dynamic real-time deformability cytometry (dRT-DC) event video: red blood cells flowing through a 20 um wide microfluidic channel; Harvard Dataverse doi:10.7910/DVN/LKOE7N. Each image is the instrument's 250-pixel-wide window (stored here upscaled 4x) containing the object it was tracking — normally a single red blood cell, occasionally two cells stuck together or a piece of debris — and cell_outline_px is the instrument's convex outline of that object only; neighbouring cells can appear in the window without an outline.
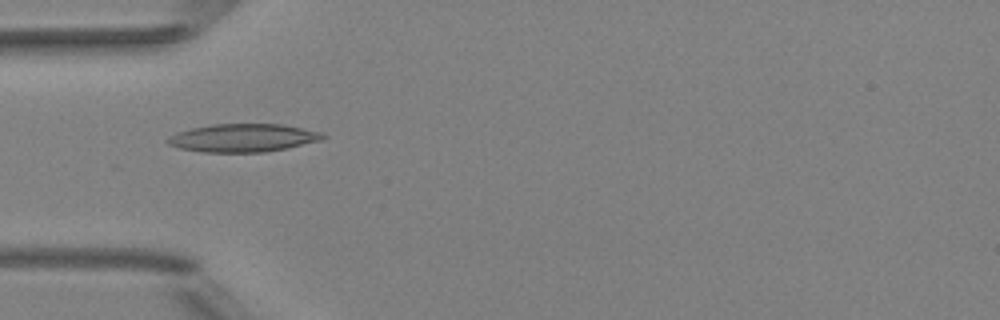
{"species": "Egyptian fruit bat (a non-hibernating species)", "species_latin": "Rousettus aegyptiacus", "temperature_condition": "room temperature", "stored_images_in_passage": 36, "camera_frame_rate_fps": 3000, "um_per_image_px": 0.085, "animal": {"sex": "female"}, "frame": {"image": 1, "passage_image": 1, "time_ms": 0.0, "image_size_px": [1000, 320], "cell_outline_px": [[328, 136], [320, 140], [288, 148], [264, 152], [204, 152], [180, 148], [168, 144], [164, 140], [168, 136], [176, 132], [192, 128], [212, 124], [280, 124], [324, 132]], "centroid_in_image_um": [20.65, 11.72], "position_along_channel_um": 64.3, "area_um2": 25.49}}
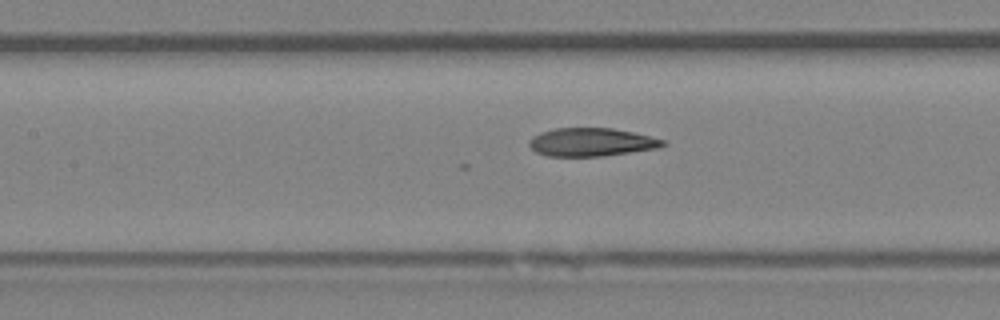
{"frame": {"image": 2, "passage_image": 8, "time_ms": 2.333, "image_size_px": [1000, 320], "cell_outline_px": [[668, 144], [656, 148], [604, 156], [548, 156], [536, 152], [528, 144], [528, 140], [532, 136], [540, 132], [556, 128], [612, 128], [632, 132], [668, 140]], "centroid_in_image_um": [50.27, 12.08], "position_along_channel_um": 157.1, "area_um2": 22.08}}
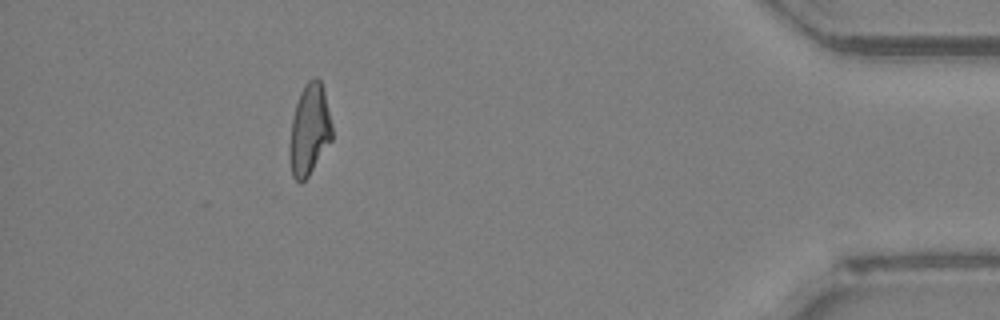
{"frame": {"image": 3, "passage_image": 31, "time_ms": 10.0, "image_size_px": [1000, 320], "cell_outline_px": [[332, 140], [308, 176], [300, 184], [292, 176], [288, 156], [288, 144], [292, 116], [300, 92], [304, 84], [308, 80], [316, 76], [320, 80], [324, 92], [332, 124]], "centroid_in_image_um": [26.27, 11.05], "position_along_channel_um": 408.9, "area_um2": 22.83}}